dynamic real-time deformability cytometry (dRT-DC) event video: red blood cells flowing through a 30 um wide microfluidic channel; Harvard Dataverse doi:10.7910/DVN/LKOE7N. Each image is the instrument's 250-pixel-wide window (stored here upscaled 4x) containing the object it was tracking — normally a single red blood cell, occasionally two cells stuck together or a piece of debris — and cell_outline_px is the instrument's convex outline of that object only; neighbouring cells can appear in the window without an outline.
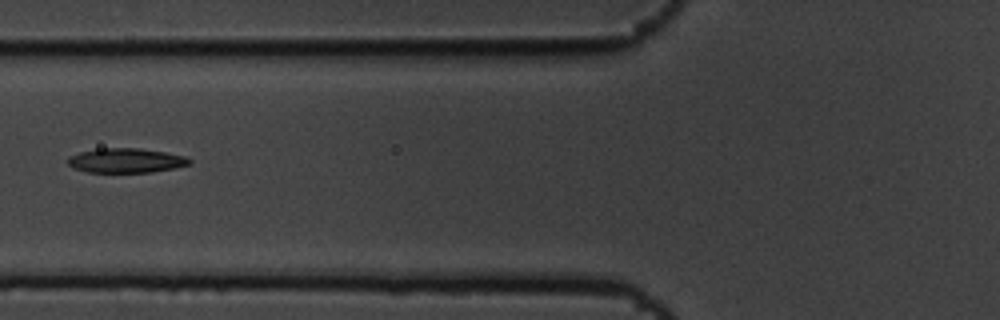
{"species": "common noctule bat (a hibernating species)", "species_latin": "Nyctalus noctula", "temperature_condition": "cold", "stored_images_in_passage": 12, "camera_frame_rate_fps": 3000, "um_per_image_px": 0.085, "animal": {"sex": "male", "body_mass_g": 19.5, "forearm_length_mm": 54.6}, "frame": {"image": 1, "passage_image": 3, "time_ms": 0.667, "image_size_px": [1000, 320], "cell_outline_px": [[192, 164], [176, 168], [152, 172], [88, 172], [72, 168], [68, 164], [68, 156], [80, 152], [96, 148], [140, 148], [164, 152], [184, 156], [192, 160]], "centroid_in_image_um": [10.71, 13.64], "position_along_channel_um": 115.1, "area_um2": 17.51}}
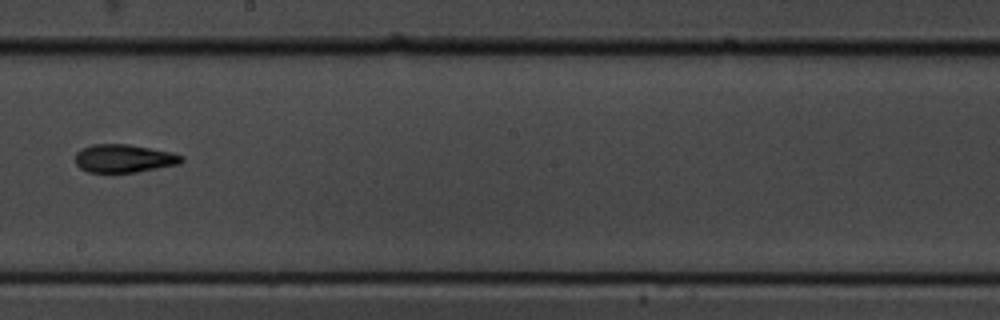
{"frame": {"image": 2, "passage_image": 6, "time_ms": 1.667, "image_size_px": [1000, 320], "cell_outline_px": [[184, 160], [180, 164], [136, 172], [88, 172], [80, 168], [76, 164], [76, 152], [92, 144], [128, 144], [172, 152], [184, 156]], "centroid_in_image_um": [10.56, 13.46], "position_along_channel_um": 237.6, "area_um2": 17.4}}
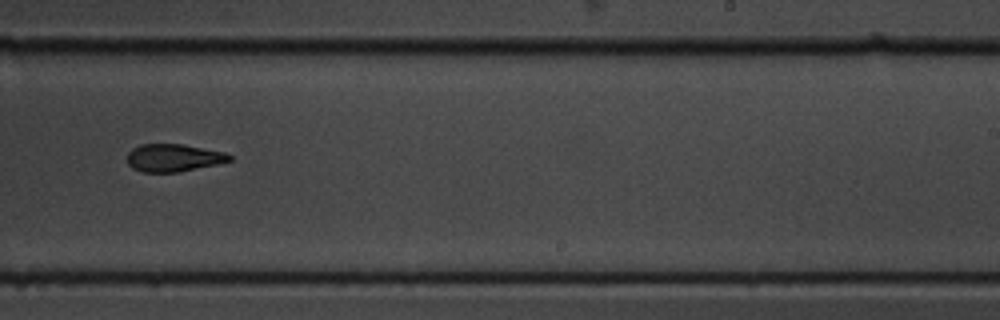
{"frame": {"image": 3, "passage_image": 7, "time_ms": 2.0, "image_size_px": [1000, 320], "cell_outline_px": [[232, 160], [216, 164], [180, 172], [144, 172], [132, 168], [128, 164], [128, 152], [132, 148], [140, 144], [180, 144], [224, 152], [232, 156]], "centroid_in_image_um": [14.72, 13.41], "position_along_channel_um": 274.3, "area_um2": 16.36}}